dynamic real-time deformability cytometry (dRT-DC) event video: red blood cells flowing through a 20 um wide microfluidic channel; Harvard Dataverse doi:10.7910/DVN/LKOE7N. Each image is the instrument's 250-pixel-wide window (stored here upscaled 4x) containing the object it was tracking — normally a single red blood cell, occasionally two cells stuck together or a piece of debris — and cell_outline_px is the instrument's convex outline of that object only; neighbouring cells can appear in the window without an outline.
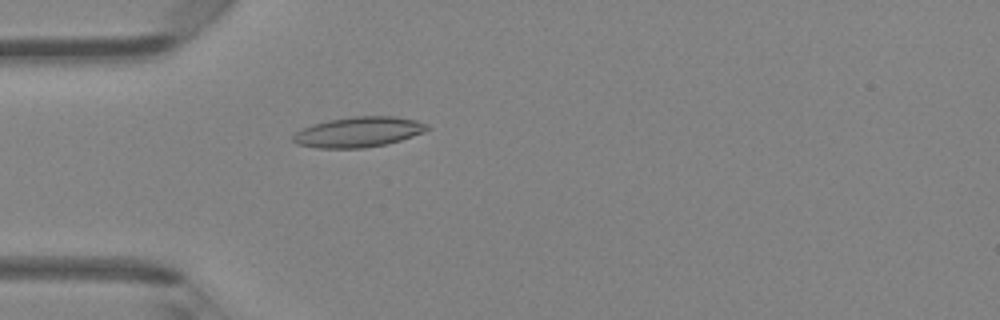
{"species": "Egyptian fruit bat (a non-hibernating species)", "species_latin": "Rousettus aegyptiacus", "temperature_condition": "room temperature", "stored_images_in_passage": 4, "camera_frame_rate_fps": 3000, "um_per_image_px": 0.085, "animal": {"sex": "female"}, "frame": {"image": 1, "passage_image": 4, "time_ms": 1.0, "image_size_px": [1000, 320], "cell_outline_px": [[432, 128], [424, 132], [388, 144], [364, 148], [320, 148], [296, 144], [292, 140], [292, 136], [296, 132], [304, 128], [328, 120], [352, 116], [392, 116], [416, 120], [428, 124]], "centroid_in_image_um": [30.51, 11.22], "position_along_channel_um": 54.5, "area_um2": 23.64}}